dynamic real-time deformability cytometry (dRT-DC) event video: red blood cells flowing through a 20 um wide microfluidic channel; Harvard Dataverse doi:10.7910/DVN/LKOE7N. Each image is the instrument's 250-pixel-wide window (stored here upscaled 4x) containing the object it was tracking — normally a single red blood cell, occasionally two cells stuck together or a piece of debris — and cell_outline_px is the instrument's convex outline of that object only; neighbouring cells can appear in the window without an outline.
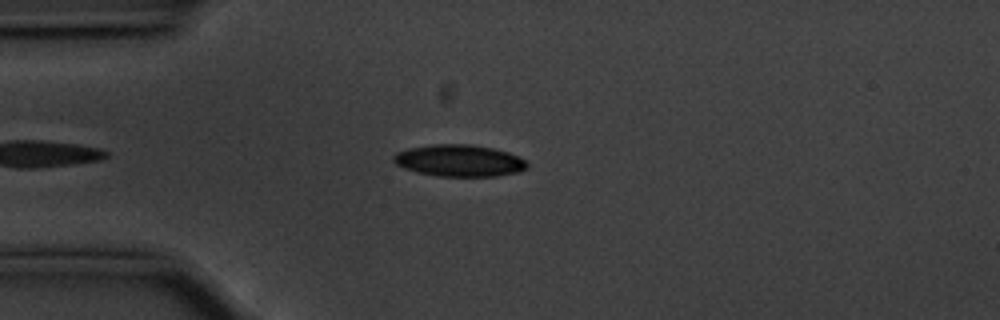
{"species": "common noctule bat (a hibernating species)", "species_latin": "Nyctalus noctula", "temperature_condition": "cold", "stored_images_in_passage": 42, "camera_frame_rate_fps": 3000, "um_per_image_px": 0.085, "animal": {"sex": "male", "body_mass_g": 20.1, "forearm_length_mm": 53.5}, "frame": {"image": 1, "passage_image": 3, "time_ms": 0.667, "image_size_px": [1000, 320], "cell_outline_px": [[528, 168], [516, 172], [496, 176], [440, 176], [416, 172], [404, 168], [396, 164], [392, 160], [392, 156], [396, 152], [408, 148], [432, 144], [468, 144], [492, 148], [508, 152], [524, 160], [528, 164]], "centroid_in_image_um": [38.99, 13.65], "position_along_channel_um": 46.0, "area_um2": 24.68}}
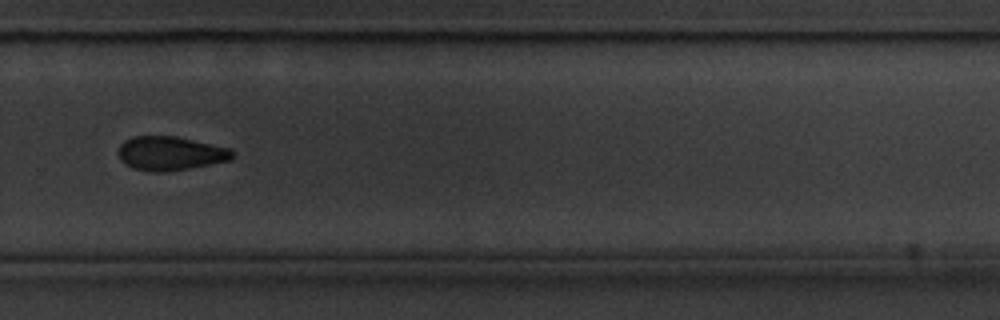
{"frame": {"image": 2, "passage_image": 27, "time_ms": 8.667, "image_size_px": [1000, 320], "cell_outline_px": [[236, 152], [232, 160], [188, 168], [164, 172], [152, 172], [132, 168], [120, 160], [116, 152], [120, 144], [124, 140], [132, 136], [176, 136], [232, 148]], "centroid_in_image_um": [14.48, 13.03], "position_along_channel_um": 315.3, "area_um2": 22.95}}
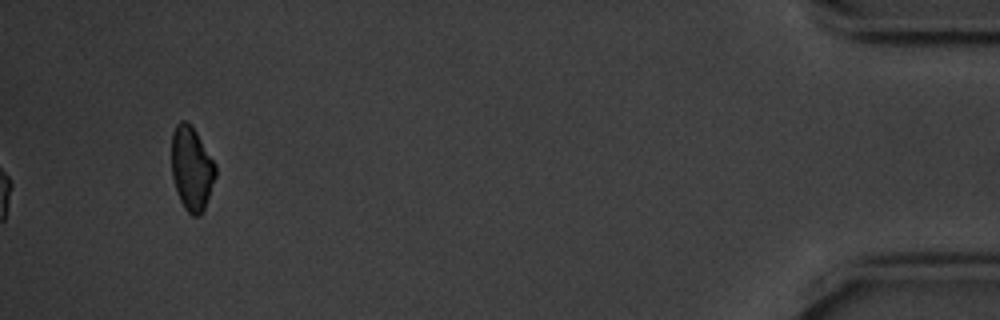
{"frame": {"image": 3, "passage_image": 42, "time_ms": 13.667, "image_size_px": [1000, 320], "cell_outline_px": [[216, 176], [204, 208], [200, 216], [192, 216], [184, 208], [176, 192], [172, 176], [172, 132], [176, 124], [180, 120], [184, 120], [196, 132], [216, 164]], "centroid_in_image_um": [16.28, 14.34], "position_along_channel_um": 418.9, "area_um2": 21.39}, "authors_computed_cell_mechanics": {"area_um2": 23.7269, "velocity_mm_per_s": 3.5505, "shape_relaxation_time_tau1_ms": 2.4645, "shape_relaxation_time_tau2_ms": null, "deformation_change_tau1": 0.1076, "deformation_change_tau2": null}}